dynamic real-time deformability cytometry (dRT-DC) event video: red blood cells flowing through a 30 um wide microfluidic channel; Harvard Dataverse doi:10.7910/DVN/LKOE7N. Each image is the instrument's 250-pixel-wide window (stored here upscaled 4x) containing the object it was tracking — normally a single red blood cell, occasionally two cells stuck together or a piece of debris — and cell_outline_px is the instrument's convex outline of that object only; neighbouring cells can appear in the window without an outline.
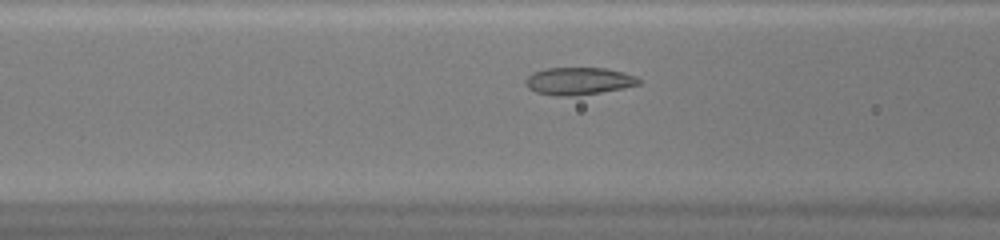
{"species": "common noctule bat (a hibernating species)", "species_latin": "Nyctalus noctula", "temperature_condition": "warm", "stored_images_in_passage": 38, "camera_frame_rate_fps": 3000, "um_per_image_px": 0.085, "animal": {"sex": "female", "body_mass_g": 20.0, "forearm_length_mm": 54.0}, "frame": {"image": 1, "passage_image": 10, "time_ms": 3.0, "image_size_px": [1000, 240], "cell_outline_px": [[640, 84], [624, 88], [576, 96], [556, 96], [536, 92], [528, 88], [524, 84], [524, 80], [532, 72], [544, 68], [604, 68], [624, 72], [636, 76], [640, 80]], "centroid_in_image_um": [49.15, 6.89], "position_along_channel_um": 117.4, "area_um2": 18.26}}
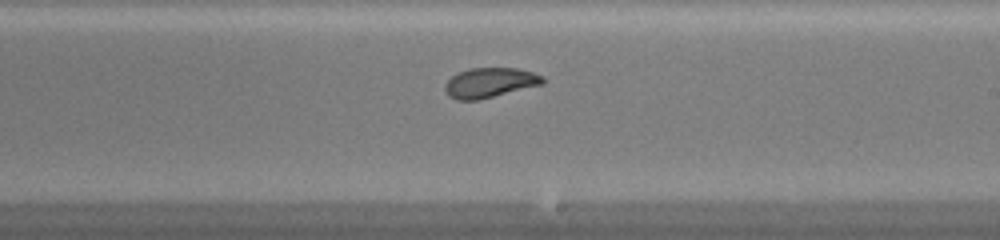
{"frame": {"image": 2, "passage_image": 19, "time_ms": 6.0, "image_size_px": [1000, 240], "cell_outline_px": [[544, 84], [476, 100], [456, 100], [448, 96], [444, 88], [444, 84], [452, 76], [460, 72], [472, 68], [516, 68], [532, 72], [544, 76]], "centroid_in_image_um": [41.63, 7.03], "position_along_channel_um": 247.4, "area_um2": 16.88}}
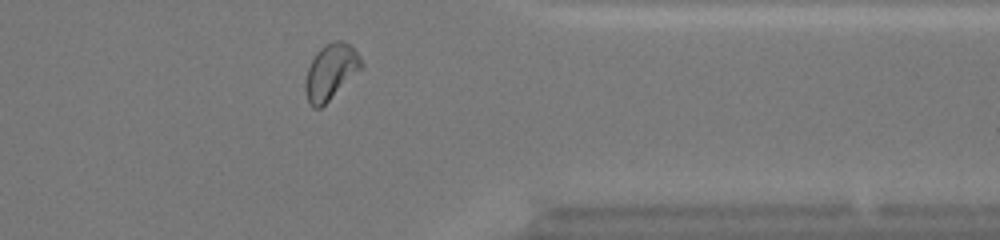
{"frame": {"image": 3, "passage_image": 29, "time_ms": 9.333, "image_size_px": [1000, 240], "cell_outline_px": [[364, 68], [320, 108], [312, 108], [308, 100], [304, 88], [304, 84], [308, 68], [316, 52], [324, 44], [332, 40], [340, 40], [348, 44], [360, 56], [364, 64]], "centroid_in_image_um": [28.13, 6.09], "position_along_channel_um": 383.3, "area_um2": 18.26}, "authors_computed_cell_mechanics": {"area_um2": 17.918, "velocity_mm_per_s": 4.3409, "shape_relaxation_time_tau1_ms": 7.3609, "shape_relaxation_time_tau2_ms": 0.7189, "deformation_change_tau1": 0.2086, "deformation_change_tau2": 0.0413}}